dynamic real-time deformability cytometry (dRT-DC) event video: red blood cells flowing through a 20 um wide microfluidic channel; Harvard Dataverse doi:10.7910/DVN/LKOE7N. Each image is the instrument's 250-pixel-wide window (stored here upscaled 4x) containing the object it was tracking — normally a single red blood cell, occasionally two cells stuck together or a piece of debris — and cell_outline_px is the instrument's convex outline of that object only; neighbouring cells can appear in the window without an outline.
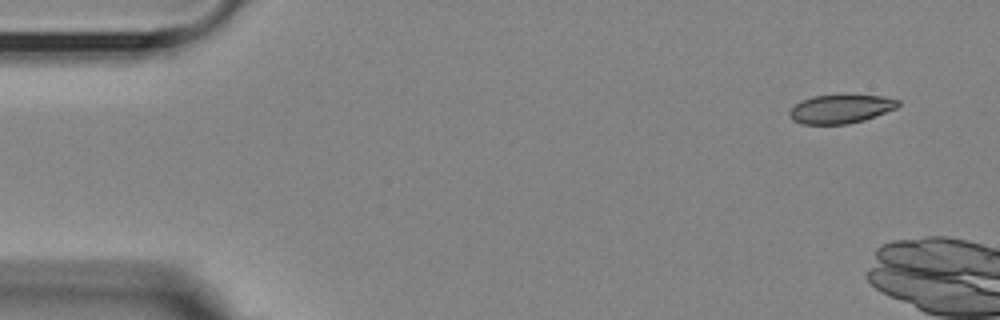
{"species": "Egyptian fruit bat (a non-hibernating species)", "species_latin": "Rousettus aegyptiacus", "temperature_condition": "room temperature", "stored_images_in_passage": 4, "camera_frame_rate_fps": 3000, "um_per_image_px": 0.085, "animal": {"sex": "female"}, "frame": {"image": 1, "passage_image": 1, "time_ms": 0.0, "image_size_px": [1000, 320], "cell_outline_px": [[900, 104], [896, 108], [864, 120], [848, 124], [800, 124], [792, 120], [788, 116], [788, 112], [800, 100], [812, 96], [844, 92], [884, 96], [900, 100]], "centroid_in_image_um": [71.45, 9.21], "position_along_channel_um": 13.5, "area_um2": 19.07}}